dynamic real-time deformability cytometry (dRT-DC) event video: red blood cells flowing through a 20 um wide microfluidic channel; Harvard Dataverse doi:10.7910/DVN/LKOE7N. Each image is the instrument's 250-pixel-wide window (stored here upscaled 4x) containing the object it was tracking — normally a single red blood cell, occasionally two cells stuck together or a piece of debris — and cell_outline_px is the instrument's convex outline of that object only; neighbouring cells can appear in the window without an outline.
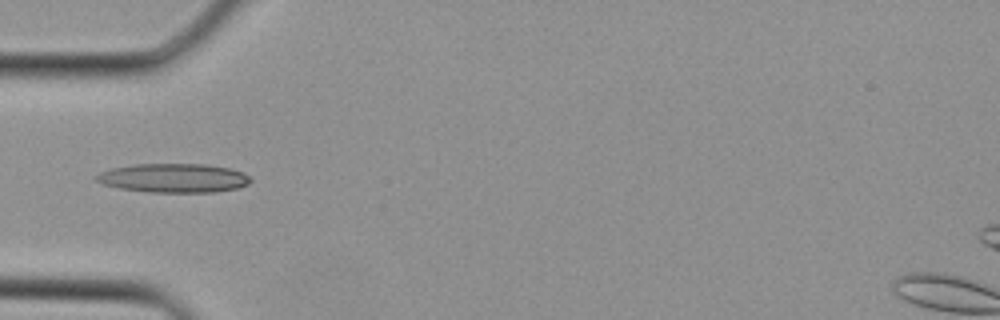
{"species": "Egyptian fruit bat (a non-hibernating species)", "species_latin": "Rousettus aegyptiacus", "temperature_condition": "cold", "stored_images_in_passage": 24, "camera_frame_rate_fps": 3000, "um_per_image_px": 0.085, "animal": {"sex": "female"}, "frame": {"image": 1, "passage_image": 1, "time_ms": 0.0, "image_size_px": [1000, 320], "cell_outline_px": [[252, 180], [248, 184], [236, 188], [216, 192], [148, 192], [120, 188], [104, 184], [96, 180], [96, 176], [100, 172], [112, 168], [136, 164], [208, 164], [228, 168], [244, 172], [252, 176]], "centroid_in_image_um": [14.81, 15.13], "position_along_channel_um": 70.2, "area_um2": 26.07}}
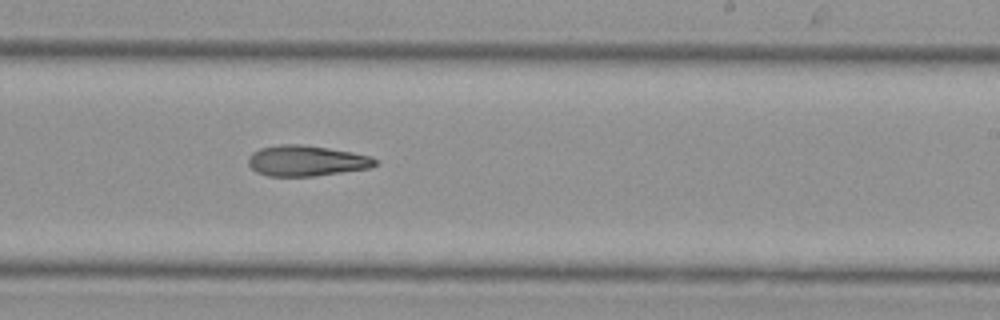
{"frame": {"image": 2, "passage_image": 11, "time_ms": 3.333, "image_size_px": [1000, 320], "cell_outline_px": [[376, 164], [368, 168], [312, 176], [268, 176], [256, 172], [248, 164], [248, 156], [252, 152], [260, 148], [280, 144], [300, 144], [328, 148], [352, 152], [372, 156], [376, 160]], "centroid_in_image_um": [26.0, 13.66], "position_along_channel_um": 263.0, "area_um2": 22.54}}
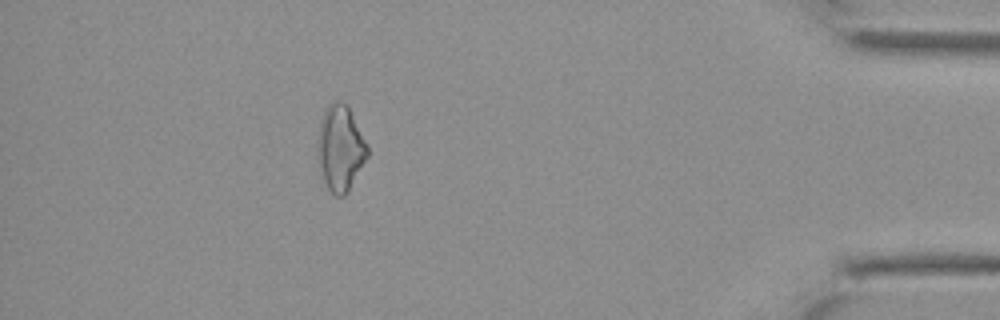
{"frame": {"image": 3, "passage_image": 21, "time_ms": 6.667, "image_size_px": [1000, 320], "cell_outline_px": [[368, 156], [348, 192], [344, 196], [336, 196], [328, 188], [324, 180], [320, 168], [316, 148], [316, 144], [320, 124], [324, 112], [328, 104], [332, 100], [340, 100], [348, 104], [368, 144]], "centroid_in_image_um": [28.94, 12.55], "position_along_channel_um": 406.3, "area_um2": 25.14}}